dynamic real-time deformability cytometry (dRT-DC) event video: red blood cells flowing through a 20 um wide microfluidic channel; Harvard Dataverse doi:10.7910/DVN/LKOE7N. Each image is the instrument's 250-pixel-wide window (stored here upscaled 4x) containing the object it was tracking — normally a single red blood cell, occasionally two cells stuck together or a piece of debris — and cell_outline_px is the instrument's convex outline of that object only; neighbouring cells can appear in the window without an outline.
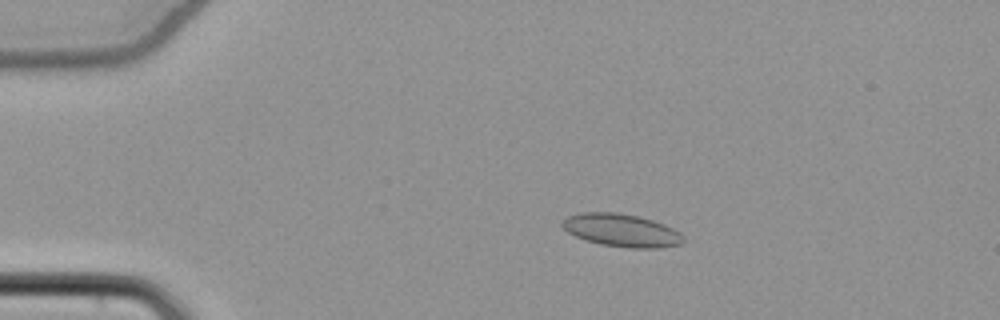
{"species": "common noctule bat (a hibernating species)", "species_latin": "Nyctalus noctula", "temperature_condition": "cold", "stored_images_in_passage": 53, "camera_frame_rate_fps": 3000, "um_per_image_px": 0.085, "animal": {"sex": "female", "body_mass_g": 22.7, "forearm_length_mm": 54.2}, "frame": {"image": 1, "passage_image": 10, "time_ms": 3.0, "image_size_px": [1000, 320], "cell_outline_px": [[684, 240], [680, 244], [660, 248], [632, 248], [600, 244], [576, 236], [568, 232], [560, 224], [560, 220], [568, 216], [580, 212], [616, 212], [636, 216], [652, 220], [664, 224], [680, 232], [684, 236]], "centroid_in_image_um": [52.82, 19.57], "position_along_channel_um": 32.2, "area_um2": 23.12}}
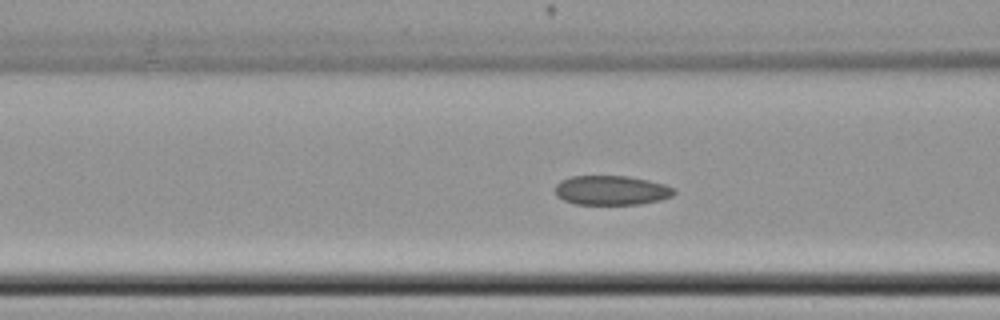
{"frame": {"image": 2, "passage_image": 21, "time_ms": 6.667, "image_size_px": [1000, 320], "cell_outline_px": [[676, 192], [672, 196], [660, 200], [640, 204], [576, 204], [564, 200], [556, 196], [556, 184], [560, 180], [572, 176], [628, 176], [648, 180], [664, 184], [676, 188]], "centroid_in_image_um": [51.99, 16.17], "position_along_channel_um": 114.6, "area_um2": 20.46}}
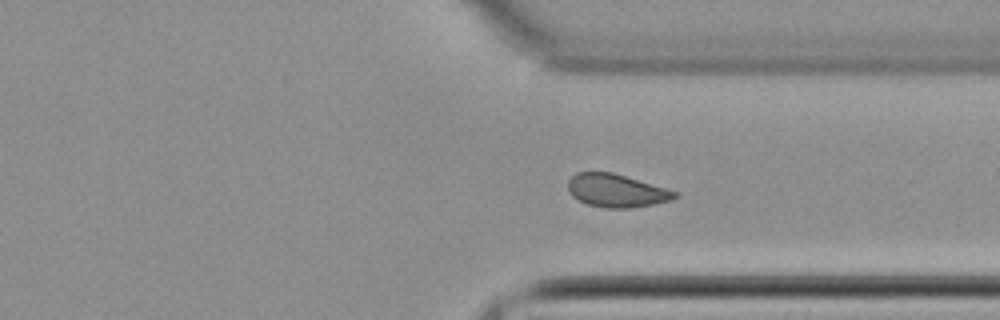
{"frame": {"image": 3, "passage_image": 40, "time_ms": 13.0, "image_size_px": [1000, 320], "cell_outline_px": [[680, 196], [672, 200], [632, 208], [604, 208], [588, 204], [572, 196], [568, 188], [568, 180], [576, 172], [612, 172], [680, 192]], "centroid_in_image_um": [52.43, 16.2], "position_along_channel_um": 359.0, "area_um2": 20.63}, "authors_computed_cell_mechanics": {"area_um2": 20.9814, "velocity_mm_per_s": 3.8446, "shape_relaxation_time_tau1_ms": null, "shape_relaxation_time_tau2_ms": 4.2237, "deformation_change_tau1": null, "deformation_change_tau2": 0.099}}